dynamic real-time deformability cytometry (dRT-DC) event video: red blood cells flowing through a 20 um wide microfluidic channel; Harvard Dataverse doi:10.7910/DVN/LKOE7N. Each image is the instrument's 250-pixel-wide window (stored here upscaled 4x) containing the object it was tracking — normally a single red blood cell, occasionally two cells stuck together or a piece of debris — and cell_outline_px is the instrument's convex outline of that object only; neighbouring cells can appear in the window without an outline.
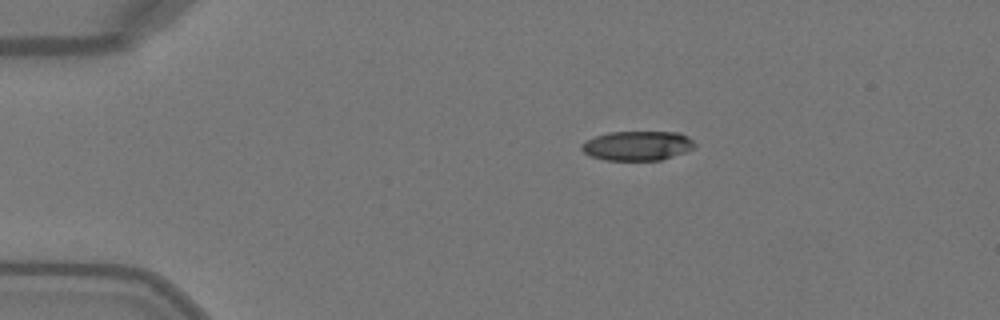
{"species": "Egyptian fruit bat (a non-hibernating species)", "species_latin": "Rousettus aegyptiacus", "temperature_condition": "warm", "stored_images_in_passage": 8, "camera_frame_rate_fps": 3000, "um_per_image_px": 0.085, "animal": {"sex": "female"}, "frame": {"image": 1, "passage_image": 1, "time_ms": 0.0, "image_size_px": [1000, 320], "cell_outline_px": [[696, 144], [692, 148], [684, 152], [660, 160], [604, 160], [592, 156], [584, 152], [580, 148], [580, 144], [596, 136], [608, 132], [680, 132], [688, 136]], "centroid_in_image_um": [54.17, 12.38], "position_along_channel_um": 30.8, "area_um2": 19.31}}
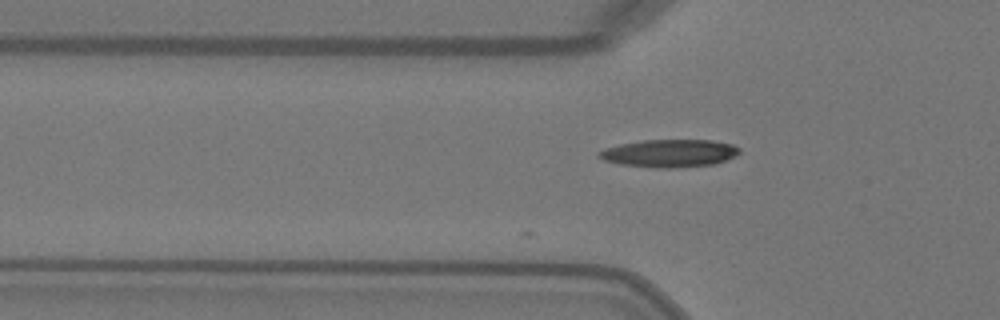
{"frame": {"image": 2, "passage_image": 8, "time_ms": 2.333, "image_size_px": [1000, 320], "cell_outline_px": [[740, 152], [736, 156], [712, 164], [672, 168], [656, 168], [620, 164], [604, 160], [596, 156], [596, 152], [604, 148], [620, 144], [644, 140], [712, 140], [732, 144], [740, 148]], "centroid_in_image_um": [56.87, 13.02], "position_along_channel_um": 68.9, "area_um2": 22.72}}